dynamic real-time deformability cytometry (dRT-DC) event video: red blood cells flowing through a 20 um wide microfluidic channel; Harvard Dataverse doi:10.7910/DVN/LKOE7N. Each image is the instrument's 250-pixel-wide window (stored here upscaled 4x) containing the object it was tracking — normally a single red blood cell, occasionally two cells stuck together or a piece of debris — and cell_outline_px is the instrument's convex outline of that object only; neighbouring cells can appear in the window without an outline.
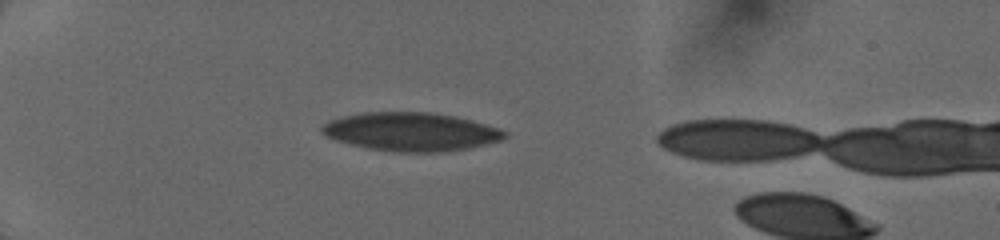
{"species": "human", "species_latin": "Homo sapiens", "temperature_condition": "cold", "stored_images_in_passage": 31, "camera_frame_rate_fps": 3000, "um_per_image_px": 0.085, "donor": {"sex": "female"}, "frame": {"image": 1, "passage_image": 27, "time_ms": 5.0, "image_size_px": [1000, 240], "cell_outline_px": [[508, 136], [500, 140], [468, 148], [440, 152], [396, 152], [368, 148], [348, 144], [324, 136], [320, 132], [320, 124], [328, 120], [360, 112], [432, 112], [472, 120], [500, 128], [508, 132]], "centroid_in_image_um": [34.88, 11.19], "position_along_channel_um": 50.1, "area_um2": 41.27}}